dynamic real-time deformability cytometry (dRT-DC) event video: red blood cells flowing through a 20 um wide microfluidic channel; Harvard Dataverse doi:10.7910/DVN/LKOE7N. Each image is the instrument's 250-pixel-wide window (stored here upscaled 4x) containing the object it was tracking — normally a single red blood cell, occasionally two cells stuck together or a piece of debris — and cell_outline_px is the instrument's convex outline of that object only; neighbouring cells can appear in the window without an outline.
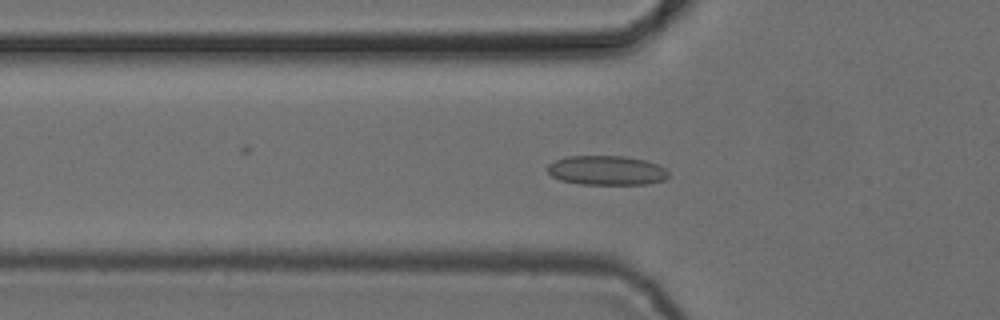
{"species": "common noctule bat (a hibernating species)", "species_latin": "Nyctalus noctula", "temperature_condition": "cold", "stored_images_in_passage": 54, "camera_frame_rate_fps": 3000, "um_per_image_px": 0.085, "animal": {"sex": "female", "body_mass_g": 24.6, "forearm_length_mm": 56.2}, "frame": {"image": 1, "passage_image": 19, "time_ms": 6.0, "image_size_px": [1000, 320], "cell_outline_px": [[668, 176], [664, 180], [648, 184], [580, 184], [560, 180], [552, 176], [548, 172], [548, 164], [556, 160], [568, 156], [624, 156], [644, 160], [656, 164], [664, 168], [668, 172]], "centroid_in_image_um": [51.55, 14.48], "position_along_channel_um": 74.2, "area_um2": 20.63}}
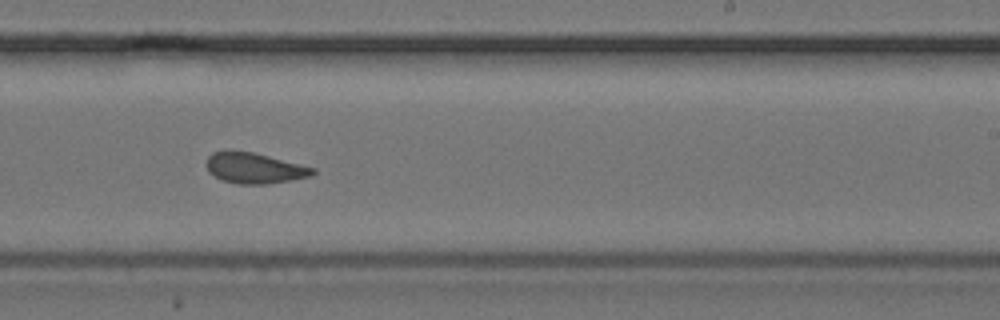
{"frame": {"image": 2, "passage_image": 34, "time_ms": 11.0, "image_size_px": [1000, 320], "cell_outline_px": [[316, 172], [312, 176], [292, 180], [268, 184], [236, 184], [224, 180], [208, 172], [204, 164], [208, 156], [212, 152], [228, 148], [252, 152], [316, 168]], "centroid_in_image_um": [21.58, 14.27], "position_along_channel_um": 267.4, "area_um2": 19.42}}
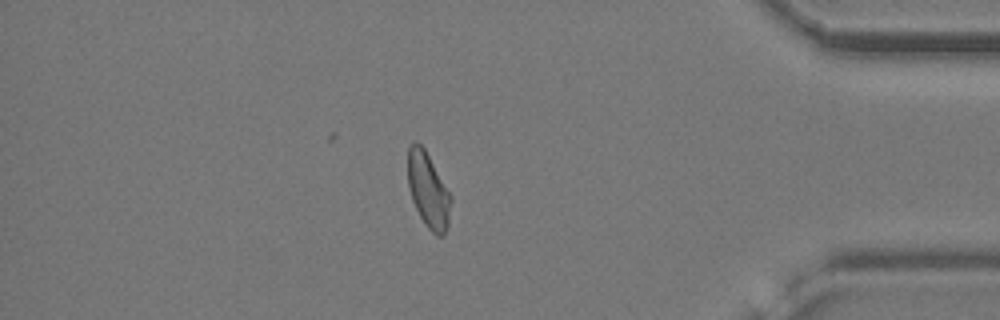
{"frame": {"image": 3, "passage_image": 47, "time_ms": 15.333, "image_size_px": [1000, 320], "cell_outline_px": [[452, 200], [448, 224], [444, 236], [436, 236], [428, 228], [420, 216], [412, 200], [408, 184], [408, 148], [416, 140], [424, 148], [452, 196]], "centroid_in_image_um": [36.41, 16.19], "position_along_channel_um": 398.8, "area_um2": 18.79}, "authors_computed_cell_mechanics": {"area_um2": 19.9121, "velocity_mm_per_s": 3.8502, "shape_relaxation_time_tau1_ms": 9.2434, "shape_relaxation_time_tau2_ms": 1.8994, "deformation_change_tau1": 0.1434, "deformation_change_tau2": 0.0908}}